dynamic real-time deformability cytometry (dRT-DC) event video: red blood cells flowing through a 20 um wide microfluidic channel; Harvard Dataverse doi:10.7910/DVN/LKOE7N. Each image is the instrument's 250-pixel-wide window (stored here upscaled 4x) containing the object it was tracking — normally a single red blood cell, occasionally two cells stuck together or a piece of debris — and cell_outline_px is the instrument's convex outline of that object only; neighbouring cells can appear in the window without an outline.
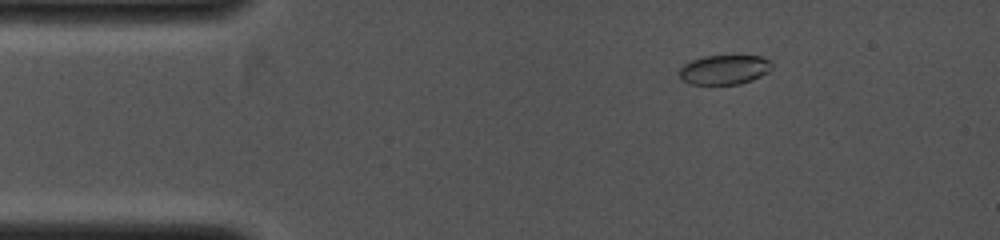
{"species": "common noctule bat (a hibernating species)", "species_latin": "Nyctalus noctula", "temperature_condition": "cold", "stored_images_in_passage": 2, "camera_frame_rate_fps": 4000, "um_per_image_px": 0.085, "animal": {"sex": "female", "body_mass_g": 19.0, "forearm_length_mm": 53.3}, "frame": {"image": 1, "passage_image": 2, "time_ms": 0.25, "image_size_px": [1000, 240], "cell_outline_px": [[772, 68], [768, 72], [752, 80], [740, 84], [692, 84], [684, 80], [680, 76], [680, 68], [684, 64], [692, 60], [704, 56], [760, 56], [768, 60], [772, 64]], "centroid_in_image_um": [61.59, 5.92], "position_along_channel_um": 23.4, "area_um2": 15.72}}